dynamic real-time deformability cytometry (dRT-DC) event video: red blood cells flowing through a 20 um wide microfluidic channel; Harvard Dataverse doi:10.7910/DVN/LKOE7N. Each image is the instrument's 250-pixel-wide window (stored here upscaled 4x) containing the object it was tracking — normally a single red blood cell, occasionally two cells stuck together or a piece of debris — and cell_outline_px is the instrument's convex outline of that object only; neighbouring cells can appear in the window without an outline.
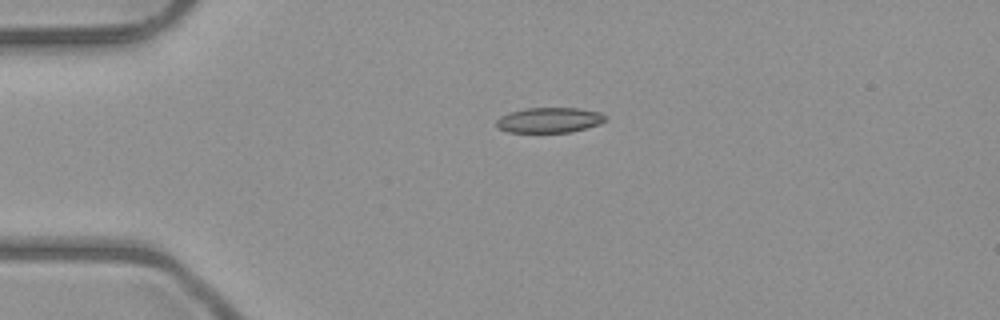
{"species": "common noctule bat (a hibernating species)", "species_latin": "Nyctalus noctula", "temperature_condition": "room temperature", "stored_images_in_passage": 1, "camera_frame_rate_fps": 3000, "um_per_image_px": 0.085, "animal": {"sex": "male", "body_mass_g": 23.1, "forearm_length_mm": 52.7}, "frame": {"image": 1, "passage_image": 1, "time_ms": 0.0, "image_size_px": [1000, 320], "cell_outline_px": [[608, 120], [600, 124], [568, 132], [508, 132], [500, 128], [496, 124], [496, 120], [500, 116], [524, 108], [580, 108], [600, 112]], "centroid_in_image_um": [46.71, 10.2], "position_along_channel_um": 38.3, "area_um2": 15.9}}